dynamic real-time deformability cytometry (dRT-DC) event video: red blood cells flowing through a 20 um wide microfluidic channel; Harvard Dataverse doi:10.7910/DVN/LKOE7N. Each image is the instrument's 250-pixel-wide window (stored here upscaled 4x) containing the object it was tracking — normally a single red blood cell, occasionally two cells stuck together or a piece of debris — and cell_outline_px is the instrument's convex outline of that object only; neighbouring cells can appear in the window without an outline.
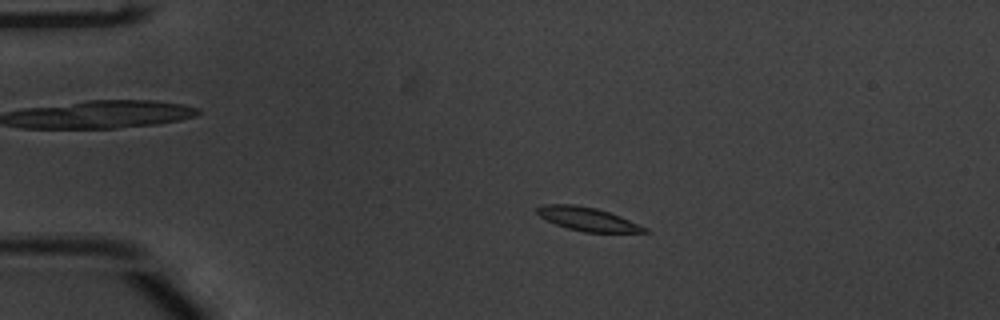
{"species": "common noctule bat (a hibernating species)", "species_latin": "Nyctalus noctula", "temperature_condition": "warm", "stored_images_in_passage": 54, "camera_frame_rate_fps": 3000, "um_per_image_px": 0.085, "animal": {"sex": "male", "body_mass_g": 20.1, "forearm_length_mm": 53.5}, "frame": {"image": 1, "passage_image": 12, "time_ms": 3.667, "image_size_px": [1000, 320], "cell_outline_px": [[652, 232], [584, 232], [568, 228], [556, 224], [540, 216], [536, 212], [536, 208], [544, 204], [572, 204], [596, 208], [620, 216], [648, 228]], "centroid_in_image_um": [49.96, 18.62], "position_along_channel_um": 35.0, "area_um2": 14.57}}
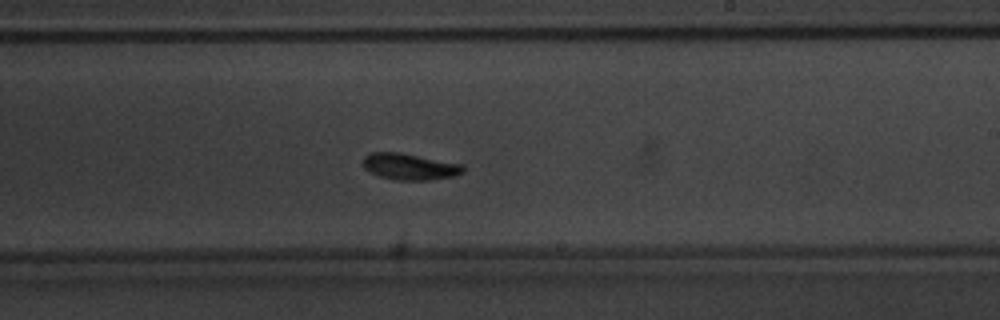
{"frame": {"image": 2, "passage_image": 33, "time_ms": 10.667, "image_size_px": [1000, 320], "cell_outline_px": [[464, 172], [456, 176], [428, 180], [396, 180], [380, 176], [364, 168], [364, 156], [372, 152], [400, 152], [464, 164]], "centroid_in_image_um": [34.88, 14.16], "position_along_channel_um": 254.1, "area_um2": 15.43}}
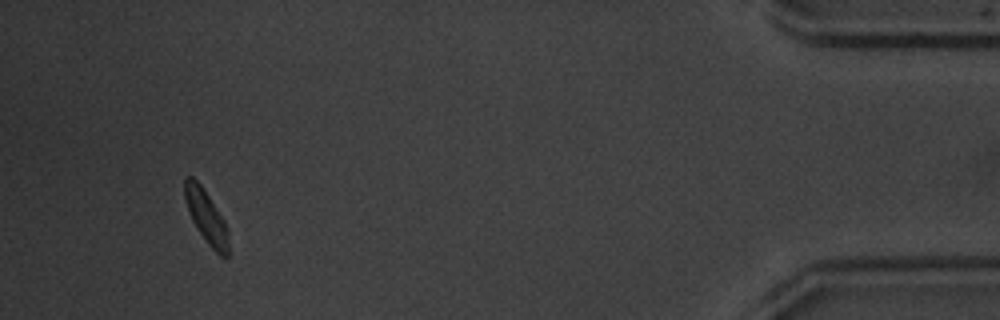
{"frame": {"image": 3, "passage_image": 51, "time_ms": 16.667, "image_size_px": [1000, 320], "cell_outline_px": [[228, 260], [220, 256], [208, 244], [196, 228], [192, 220], [184, 200], [184, 176], [192, 176], [200, 184], [224, 220], [228, 228]], "centroid_in_image_um": [17.52, 18.43], "position_along_channel_um": 417.7, "area_um2": 13.58}, "authors_computed_cell_mechanics": {"area_um2": 14.7101, "velocity_mm_per_s": 3.8197, "shape_relaxation_time_tau1_ms": 2.3909, "shape_relaxation_time_tau2_ms": 1.2292, "deformation_change_tau1": 0.0985, "deformation_change_tau2": 0.0665}}